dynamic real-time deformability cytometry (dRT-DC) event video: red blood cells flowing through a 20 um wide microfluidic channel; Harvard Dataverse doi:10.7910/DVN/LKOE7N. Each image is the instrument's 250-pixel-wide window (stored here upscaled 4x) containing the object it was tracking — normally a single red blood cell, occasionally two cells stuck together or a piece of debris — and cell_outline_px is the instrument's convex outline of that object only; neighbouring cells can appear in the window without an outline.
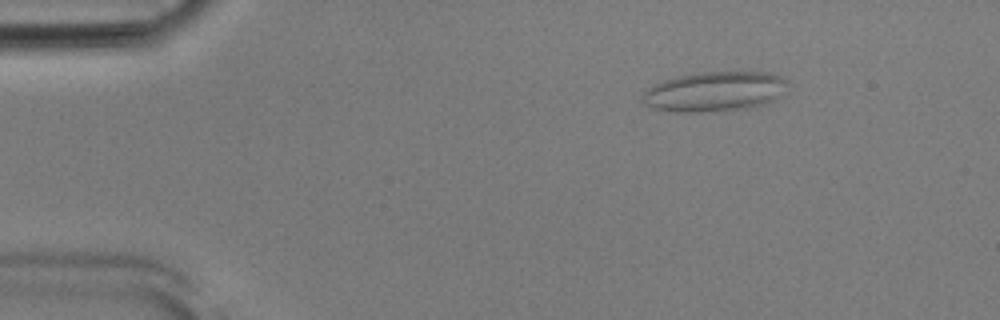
{"species": "Egyptian fruit bat (a non-hibernating species)", "species_latin": "Rousettus aegyptiacus", "temperature_condition": "room temperature", "stored_images_in_passage": 49, "camera_frame_rate_fps": 3000, "um_per_image_px": 0.085, "animal": {"sex": "male"}, "frame": {"image": 1, "passage_image": 5, "time_ms": 1.333, "image_size_px": [1000, 320], "cell_outline_px": [[784, 80], [772, 96], [768, 100], [760, 104], [748, 108], [700, 112], [676, 112], [652, 108], [644, 104], [640, 100], [640, 96], [648, 88], [664, 80], [676, 76], [704, 72], [772, 72], [784, 76]], "centroid_in_image_um": [60.55, 7.77], "position_along_channel_um": 24.5, "area_um2": 32.71}}
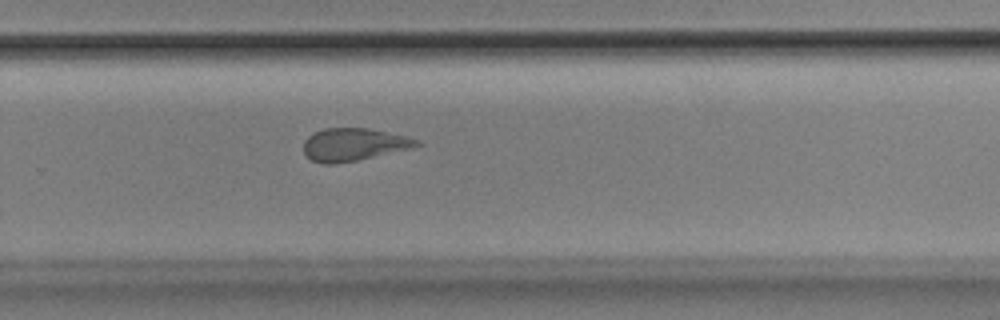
{"frame": {"image": 2, "passage_image": 32, "time_ms": 10.333, "image_size_px": [1000, 320], "cell_outline_px": [[420, 144], [412, 148], [356, 160], [336, 164], [324, 164], [312, 160], [304, 156], [304, 140], [312, 132], [324, 128], [368, 128], [404, 136], [420, 140]], "centroid_in_image_um": [30.0, 12.28], "position_along_channel_um": 299.8, "area_um2": 21.44}}
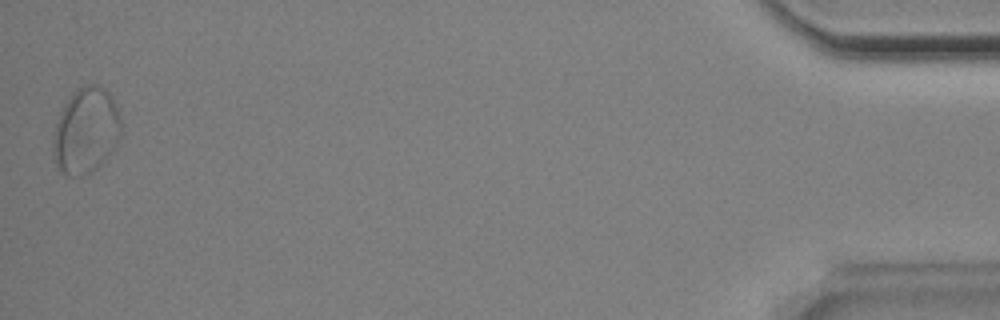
{"frame": {"image": 3, "passage_image": 49, "time_ms": 16.0, "image_size_px": [1000, 320], "cell_outline_px": [[120, 136], [116, 148], [96, 168], [80, 176], [68, 176], [60, 172], [56, 168], [52, 156], [52, 140], [56, 124], [60, 112], [72, 92], [76, 88], [88, 84], [96, 84], [104, 88], [112, 96], [120, 120]], "centroid_in_image_um": [7.27, 11.12], "position_along_channel_um": 427.9, "area_um2": 34.22}, "authors_computed_cell_mechanics": {"area_um2": 24.2182, "velocity_mm_per_s": 3.8646, "shape_relaxation_time_tau1_ms": null, "shape_relaxation_time_tau2_ms": 1.4601, "deformation_change_tau1": null, "deformation_change_tau2": 0.0815}}